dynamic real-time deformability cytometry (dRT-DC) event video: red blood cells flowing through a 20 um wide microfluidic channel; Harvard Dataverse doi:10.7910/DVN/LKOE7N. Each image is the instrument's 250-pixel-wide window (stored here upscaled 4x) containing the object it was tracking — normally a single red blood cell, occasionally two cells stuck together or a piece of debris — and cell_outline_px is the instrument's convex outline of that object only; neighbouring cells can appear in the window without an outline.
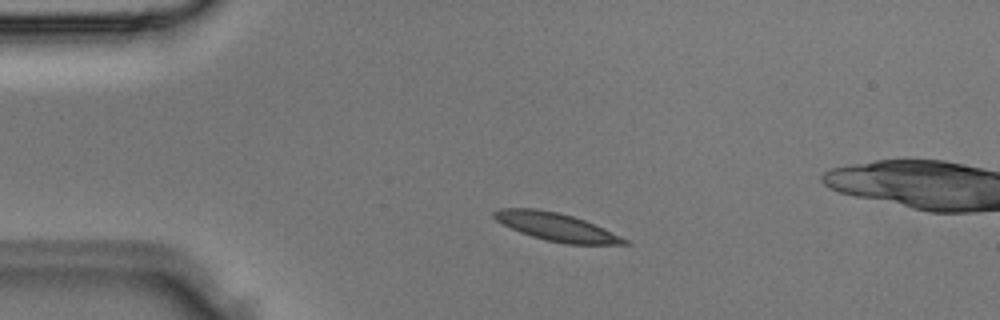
{"species": "Egyptian fruit bat (a non-hibernating species)", "species_latin": "Rousettus aegyptiacus", "temperature_condition": "room temperature", "stored_images_in_passage": 3, "camera_frame_rate_fps": 3000, "um_per_image_px": 0.085, "animal": {"sex": "male"}, "frame": {"image": 1, "passage_image": 1, "time_ms": 0.0, "image_size_px": [1000, 320], "cell_outline_px": [[632, 244], [564, 244], [544, 240], [520, 232], [496, 220], [492, 216], [492, 212], [500, 208], [536, 208], [560, 212], [584, 220], [604, 228], [628, 240]], "centroid_in_image_um": [47.27, 19.28], "position_along_channel_um": 37.7, "area_um2": 21.21}}